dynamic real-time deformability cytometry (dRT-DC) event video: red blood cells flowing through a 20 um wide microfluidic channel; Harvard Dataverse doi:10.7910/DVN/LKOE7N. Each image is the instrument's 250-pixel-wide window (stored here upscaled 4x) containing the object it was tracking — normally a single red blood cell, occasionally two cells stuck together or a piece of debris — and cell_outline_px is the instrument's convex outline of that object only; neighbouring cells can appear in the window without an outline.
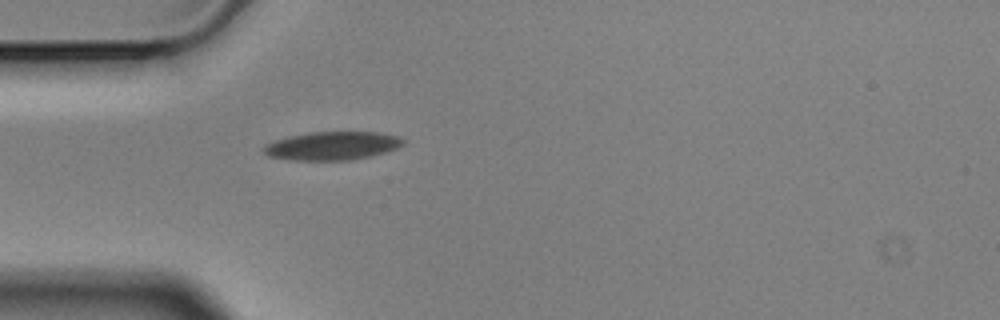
{"species": "Egyptian fruit bat (a non-hibernating species)", "species_latin": "Rousettus aegyptiacus", "temperature_condition": "cold", "stored_images_in_passage": 4, "camera_frame_rate_fps": 3000, "um_per_image_px": 0.085, "animal": {"sex": "male"}, "frame": {"image": 1, "passage_image": 4, "time_ms": 1.0, "image_size_px": [1000, 320], "cell_outline_px": [[404, 144], [396, 148], [384, 152], [368, 156], [348, 160], [296, 160], [268, 156], [264, 152], [264, 144], [288, 136], [308, 132], [380, 132], [396, 136], [404, 140]], "centroid_in_image_um": [28.22, 12.38], "position_along_channel_um": 56.8, "area_um2": 22.83}}